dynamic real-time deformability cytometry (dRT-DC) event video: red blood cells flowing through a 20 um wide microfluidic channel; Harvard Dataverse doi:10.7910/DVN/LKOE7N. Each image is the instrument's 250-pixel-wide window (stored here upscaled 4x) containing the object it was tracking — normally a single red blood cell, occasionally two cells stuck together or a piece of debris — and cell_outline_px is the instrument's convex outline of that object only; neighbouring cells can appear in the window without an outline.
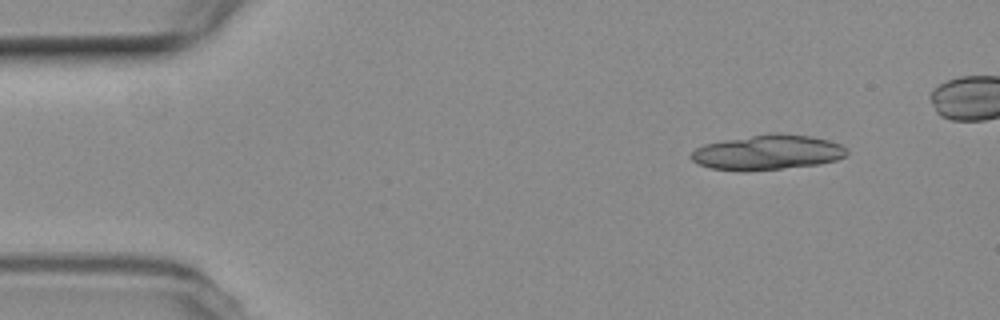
{"species": "common noctule bat (a hibernating species)", "species_latin": "Nyctalus noctula", "temperature_condition": "room temperature", "stored_images_in_passage": 21, "camera_frame_rate_fps": 3000, "um_per_image_px": 0.085, "animal": {"sex": "female", "body_mass_g": 19.3, "forearm_length_mm": 54.1}, "frame": {"image": 1, "passage_image": 6, "time_ms": 1.667, "image_size_px": [1000, 320], "cell_outline_px": [[848, 152], [844, 156], [836, 160], [820, 164], [744, 172], [712, 168], [700, 164], [692, 160], [688, 156], [696, 148], [704, 144], [724, 140], [772, 132], [776, 132], [812, 136], [828, 140], [840, 144]], "centroid_in_image_um": [65.22, 12.95], "position_along_channel_um": 19.8, "area_um2": 31.79}}